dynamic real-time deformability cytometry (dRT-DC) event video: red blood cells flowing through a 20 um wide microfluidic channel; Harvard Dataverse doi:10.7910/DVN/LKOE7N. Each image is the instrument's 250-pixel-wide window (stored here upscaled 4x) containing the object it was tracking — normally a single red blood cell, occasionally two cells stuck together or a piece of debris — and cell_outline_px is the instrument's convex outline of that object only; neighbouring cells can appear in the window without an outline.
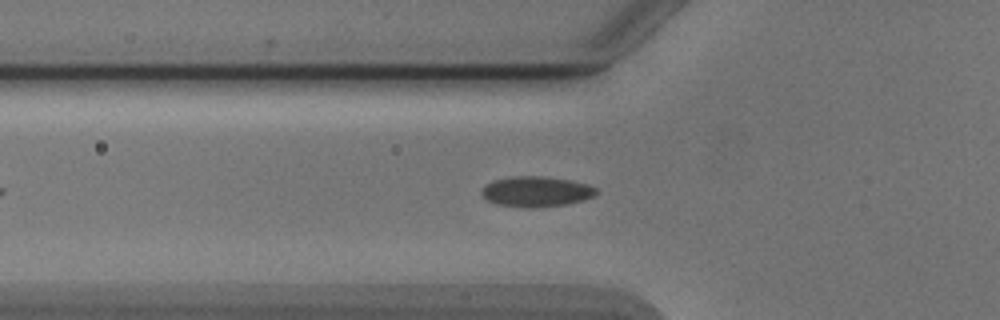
{"species": "Egyptian fruit bat (a non-hibernating species)", "species_latin": "Rousettus aegyptiacus", "temperature_condition": "cold", "stored_images_in_passage": 45, "camera_frame_rate_fps": 3000, "um_per_image_px": 0.085, "animal": {"sex": "male"}, "frame": {"image": 1, "passage_image": 10, "time_ms": 3.0, "image_size_px": [1000, 320], "cell_outline_px": [[600, 192], [584, 200], [564, 204], [532, 208], [496, 204], [488, 200], [480, 192], [492, 180], [516, 176], [544, 176], [572, 180], [588, 184], [596, 188]], "centroid_in_image_um": [45.62, 16.27], "position_along_channel_um": 80.2, "area_um2": 20.17}}
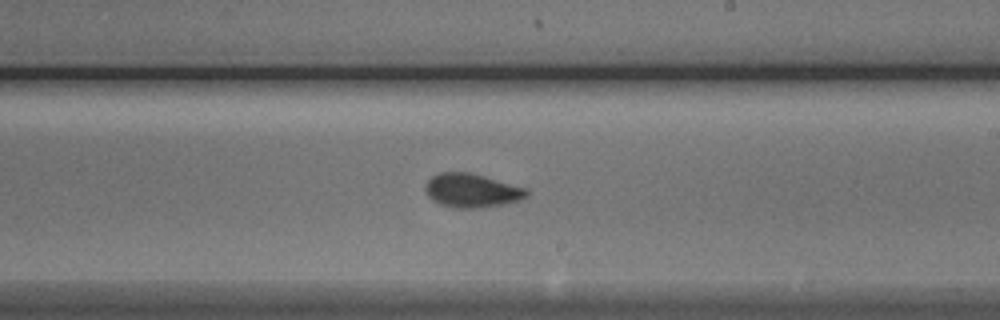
{"frame": {"image": 2, "passage_image": 23, "time_ms": 7.333, "image_size_px": [1000, 320], "cell_outline_px": [[528, 196], [520, 200], [504, 204], [480, 208], [456, 208], [440, 204], [432, 200], [428, 196], [424, 188], [424, 184], [432, 176], [440, 172], [468, 172], [484, 176], [528, 188]], "centroid_in_image_um": [40.1, 16.19], "position_along_channel_um": 248.9, "area_um2": 20.11}}
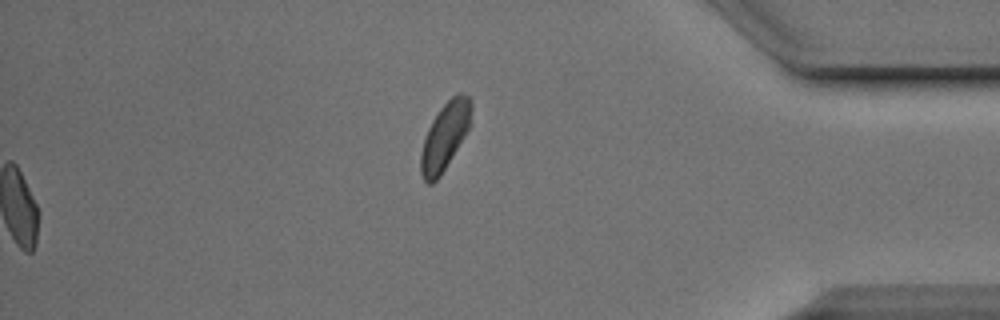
{"frame": {"image": 3, "passage_image": 45, "time_ms": 14.667, "image_size_px": [1000, 320], "cell_outline_px": [[472, 108], [468, 128], [440, 176], [432, 184], [428, 184], [424, 180], [420, 172], [420, 152], [428, 128], [432, 120], [440, 108], [452, 96], [460, 92], [468, 96], [472, 100]], "centroid_in_image_um": [37.79, 11.57], "position_along_channel_um": 397.4, "area_um2": 19.42}, "authors_computed_cell_mechanics": {"area_um2": 19.074, "velocity_mm_per_s": 3.8901, "shape_relaxation_time_tau1_ms": 5.9848, "shape_relaxation_time_tau2_ms": 1.3986, "deformation_change_tau1": 0.1451, "deformation_change_tau2": 0.055}}